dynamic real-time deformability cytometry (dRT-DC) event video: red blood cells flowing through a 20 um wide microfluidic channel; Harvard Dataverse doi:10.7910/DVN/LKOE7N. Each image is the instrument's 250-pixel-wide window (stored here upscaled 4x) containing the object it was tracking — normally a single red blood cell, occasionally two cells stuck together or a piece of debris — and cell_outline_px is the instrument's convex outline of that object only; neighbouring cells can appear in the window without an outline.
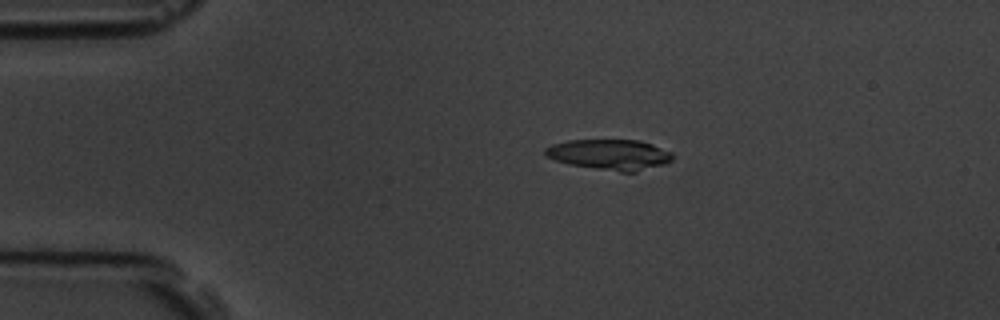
{"species": "common noctule bat (a hibernating species)", "species_latin": "Nyctalus noctula", "temperature_condition": "room temperature", "stored_images_in_passage": 4, "camera_frame_rate_fps": 3000, "um_per_image_px": 0.085, "animal": {"sex": "male", "body_mass_g": 19.5, "forearm_length_mm": 54.6}, "frame": {"image": 1, "passage_image": 3, "time_ms": 2.333, "image_size_px": [1000, 320], "cell_outline_px": [[672, 160], [668, 164], [636, 172], [620, 172], [568, 164], [556, 160], [548, 156], [544, 152], [544, 148], [552, 144], [568, 140], [640, 140], [652, 144], [672, 152]], "centroid_in_image_um": [51.87, 13.14], "position_along_channel_um": 33.1, "area_um2": 22.77}}